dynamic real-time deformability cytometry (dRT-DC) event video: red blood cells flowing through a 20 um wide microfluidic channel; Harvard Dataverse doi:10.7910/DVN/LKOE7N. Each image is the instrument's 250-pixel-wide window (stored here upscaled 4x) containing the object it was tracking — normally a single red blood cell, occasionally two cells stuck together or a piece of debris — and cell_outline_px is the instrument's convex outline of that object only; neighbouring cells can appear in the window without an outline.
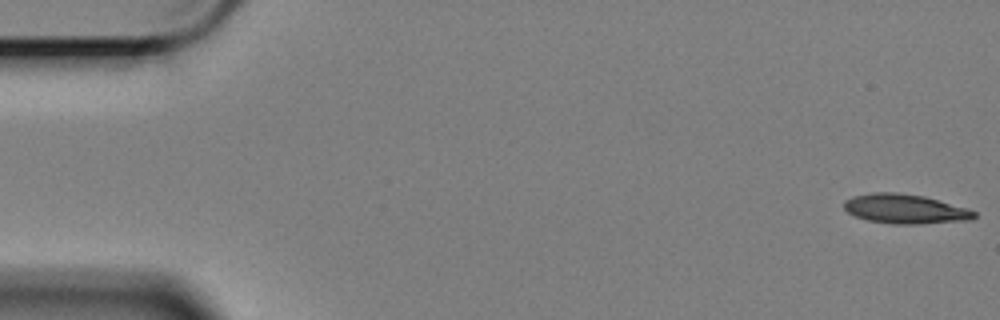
{"species": "Egyptian fruit bat (a non-hibernating species)", "species_latin": "Rousettus aegyptiacus", "temperature_condition": "cold", "stored_images_in_passage": 46, "camera_frame_rate_fps": 3000, "um_per_image_px": 0.085, "animal": {"sex": "female"}, "frame": {"image": 1, "passage_image": 1, "time_ms": 0.0, "image_size_px": [1000, 320], "cell_outline_px": [[976, 216], [972, 220], [920, 224], [892, 224], [868, 220], [856, 216], [848, 212], [844, 208], [844, 200], [852, 196], [872, 192], [896, 192], [924, 196], [968, 208], [976, 212]], "centroid_in_image_um": [76.95, 17.76], "position_along_channel_um": 8.1, "area_um2": 22.48}}
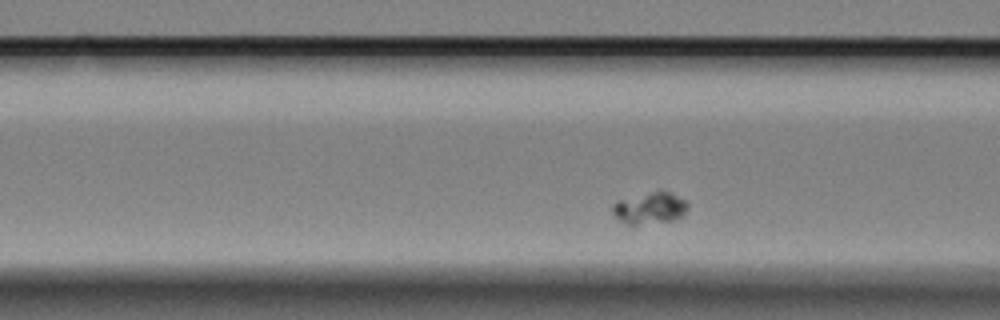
{"frame": {"image": 2, "passage_image": 18, "time_ms": 5.667, "image_size_px": [1000, 320], "cell_outline_px": [[688, 208], [676, 220], [632, 228], [624, 224], [612, 212], [612, 204], [616, 200], [652, 192], [672, 192], [688, 200]], "centroid_in_image_um": [55.22, 17.74], "position_along_channel_um": 111.4, "area_um2": 14.51}}
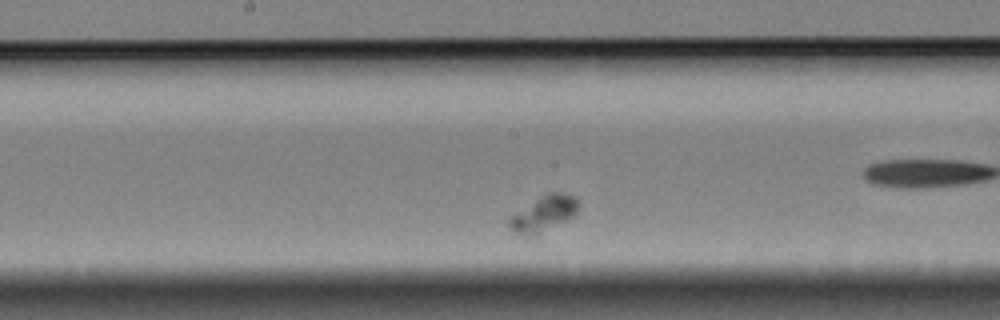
{"frame": {"image": 3, "passage_image": 27, "time_ms": 8.667, "image_size_px": [1000, 320], "cell_outline_px": [[580, 208], [572, 216], [536, 236], [520, 236], [508, 224], [508, 220], [512, 216], [548, 192], [564, 192], [576, 196], [580, 200]], "centroid_in_image_um": [46.29, 18.16], "position_along_channel_um": 201.9, "area_um2": 14.16}}